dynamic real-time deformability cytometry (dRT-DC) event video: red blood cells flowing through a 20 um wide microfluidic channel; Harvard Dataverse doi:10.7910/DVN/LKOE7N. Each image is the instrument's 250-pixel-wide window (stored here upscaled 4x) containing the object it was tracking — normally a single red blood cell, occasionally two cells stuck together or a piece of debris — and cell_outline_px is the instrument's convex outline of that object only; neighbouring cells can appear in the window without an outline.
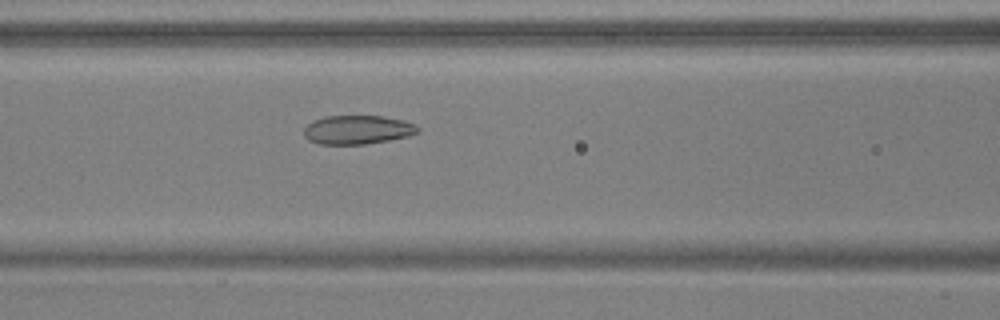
{"species": "common noctule bat (a hibernating species)", "species_latin": "Nyctalus noctula", "temperature_condition": "warm", "stored_images_in_passage": 54, "camera_frame_rate_fps": 3000, "um_per_image_px": 0.085, "animal": {"sex": "male", "body_mass_g": 17.9, "forearm_length_mm": 54.2}, "frame": {"image": 1, "passage_image": 23, "time_ms": 7.333, "image_size_px": [1000, 320], "cell_outline_px": [[420, 132], [408, 136], [388, 140], [364, 144], [320, 144], [308, 140], [304, 136], [304, 128], [308, 124], [324, 116], [384, 116], [404, 120], [416, 124], [420, 128]], "centroid_in_image_um": [30.42, 11.02], "position_along_channel_um": 136.2, "area_um2": 19.19}}
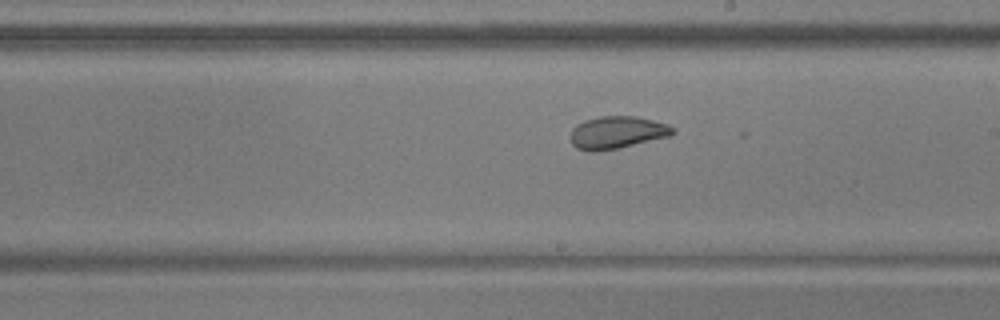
{"frame": {"image": 2, "passage_image": 31, "time_ms": 10.0, "image_size_px": [1000, 320], "cell_outline_px": [[676, 132], [668, 136], [620, 148], [596, 152], [592, 152], [576, 148], [572, 144], [572, 128], [576, 124], [584, 120], [600, 116], [636, 116], [668, 124], [676, 128]], "centroid_in_image_um": [52.45, 11.26], "position_along_channel_um": 236.5, "area_um2": 19.42}}
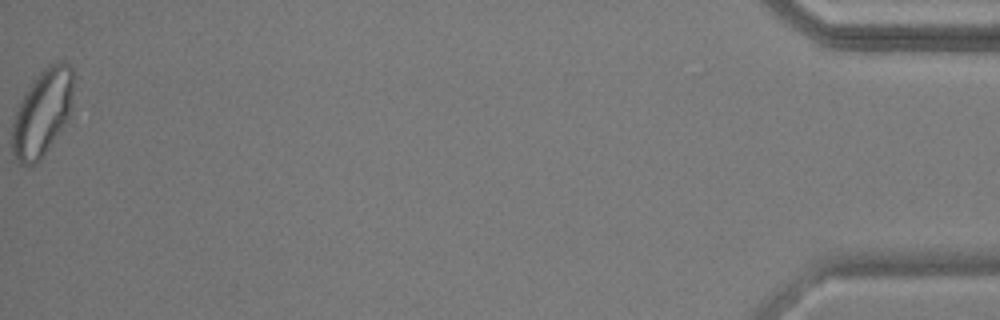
{"frame": {"image": 3, "passage_image": 54, "time_ms": 17.667, "image_size_px": [1000, 320], "cell_outline_px": [[72, 88], [68, 116], [44, 156], [36, 164], [28, 168], [12, 160], [12, 124], [16, 108], [20, 100], [32, 80], [48, 64], [64, 60], [72, 68]], "centroid_in_image_um": [3.52, 9.64], "position_along_channel_um": 431.7, "area_um2": 30.98}, "authors_computed_cell_mechanics": {"area_um2": 23.7269, "velocity_mm_per_s": 3.7761, "shape_relaxation_time_tau1_ms": 5.4069, "shape_relaxation_time_tau2_ms": 1.3437, "deformation_change_tau1": 0.1424, "deformation_change_tau2": 0.0528}}